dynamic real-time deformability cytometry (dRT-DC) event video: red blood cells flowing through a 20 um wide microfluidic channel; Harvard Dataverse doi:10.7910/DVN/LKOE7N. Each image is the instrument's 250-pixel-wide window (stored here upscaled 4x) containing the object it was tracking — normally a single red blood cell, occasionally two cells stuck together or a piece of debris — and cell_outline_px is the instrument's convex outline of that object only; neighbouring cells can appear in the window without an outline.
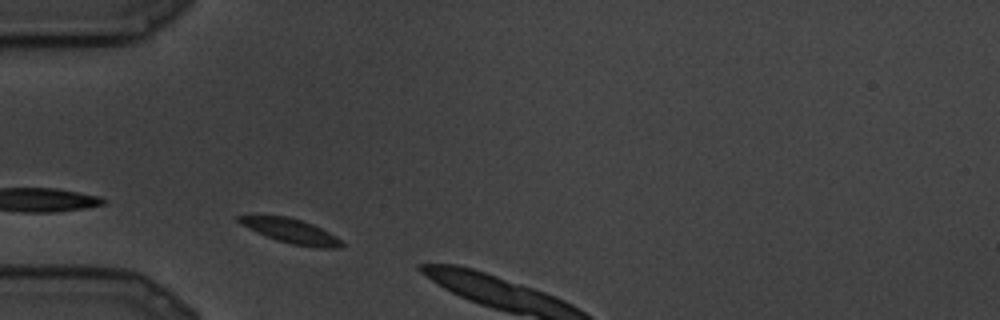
{"species": "common noctule bat (a hibernating species)", "species_latin": "Nyctalus noctula", "temperature_condition": "cold", "stored_images_in_passage": 8, "camera_frame_rate_fps": 3000, "um_per_image_px": 0.085, "animal": {"sex": "male", "body_mass_g": 19.5, "forearm_length_mm": 54.6}, "frame": {"image": 1, "passage_image": 4, "time_ms": 1.0, "image_size_px": [1000, 320], "cell_outline_px": [[344, 244], [340, 248], [320, 248], [292, 244], [276, 240], [256, 232], [240, 224], [236, 220], [236, 216], [288, 216], [312, 224], [336, 236]], "centroid_in_image_um": [24.72, 19.64], "position_along_channel_um": 60.3, "area_um2": 14.51}}